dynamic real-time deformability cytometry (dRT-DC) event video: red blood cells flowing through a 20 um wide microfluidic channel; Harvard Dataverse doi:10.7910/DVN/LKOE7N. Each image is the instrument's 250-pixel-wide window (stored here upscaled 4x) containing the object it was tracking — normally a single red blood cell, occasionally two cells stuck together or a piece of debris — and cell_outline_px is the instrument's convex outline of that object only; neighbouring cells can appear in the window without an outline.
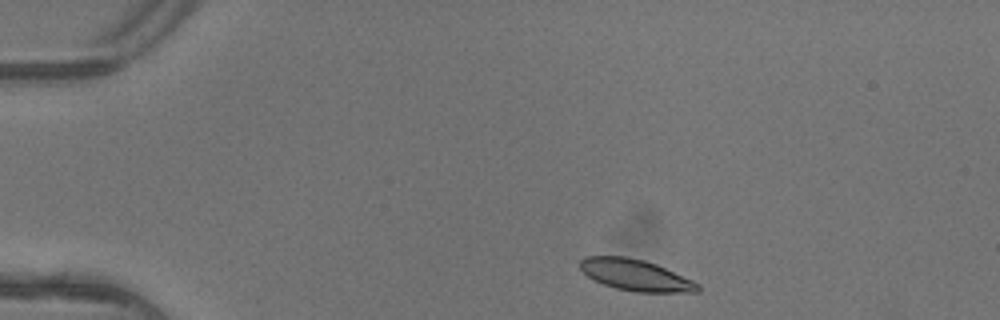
{"species": "common noctule bat (a hibernating species)", "species_latin": "Nyctalus noctula", "temperature_condition": "warm", "stored_images_in_passage": 3, "camera_frame_rate_fps": 3000, "um_per_image_px": 0.085, "animal": {"sex": "female"}, "frame": {"image": 1, "passage_image": 1, "time_ms": 0.0, "image_size_px": [1000, 320], "cell_outline_px": [[700, 292], [636, 292], [616, 288], [604, 284], [588, 276], [580, 268], [580, 260], [584, 256], [628, 256], [644, 260], [656, 264], [692, 280], [700, 284]], "centroid_in_image_um": [54.03, 23.37], "position_along_channel_um": 31.0, "area_um2": 21.39}}
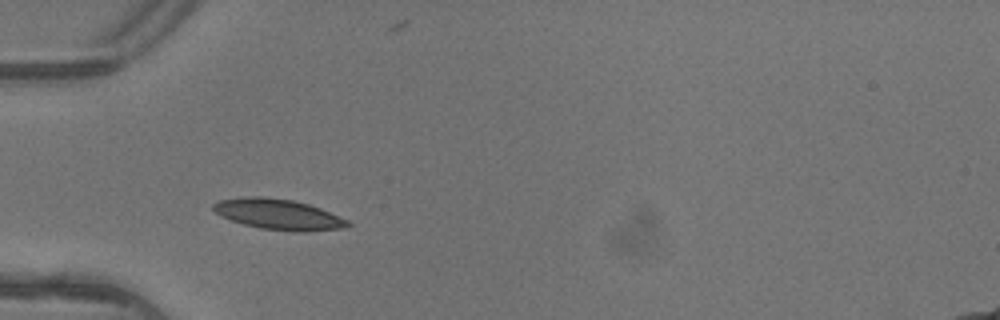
{"frame": {"image": 2, "passage_image": 3, "time_ms": 0.667, "image_size_px": [1000, 320], "cell_outline_px": [[352, 224], [348, 228], [308, 232], [296, 232], [260, 228], [244, 224], [220, 216], [212, 208], [212, 204], [220, 200], [244, 196], [264, 196], [292, 200], [308, 204], [320, 208], [348, 220]], "centroid_in_image_um": [23.7, 18.22], "position_along_channel_um": 61.3, "area_um2": 24.16}}